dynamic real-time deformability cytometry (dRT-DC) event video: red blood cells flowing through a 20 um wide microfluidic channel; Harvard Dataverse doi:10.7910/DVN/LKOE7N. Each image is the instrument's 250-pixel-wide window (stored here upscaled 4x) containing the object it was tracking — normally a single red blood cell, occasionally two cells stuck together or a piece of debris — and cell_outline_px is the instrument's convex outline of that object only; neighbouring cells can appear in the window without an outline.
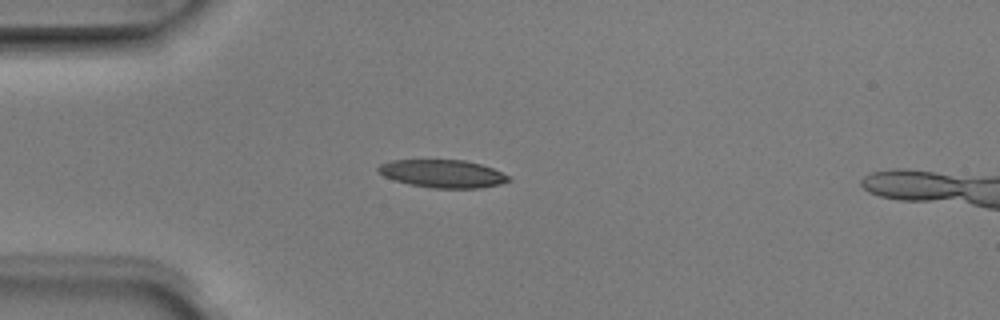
{"species": "Egyptian fruit bat (a non-hibernating species)", "species_latin": "Rousettus aegyptiacus", "temperature_condition": "room temperature", "stored_images_in_passage": 4, "camera_frame_rate_fps": 3000, "um_per_image_px": 0.085, "animal": {"sex": "male"}, "frame": {"image": 1, "passage_image": 3, "time_ms": 0.667, "image_size_px": [1000, 320], "cell_outline_px": [[512, 180], [500, 184], [480, 188], [432, 188], [408, 184], [384, 176], [376, 168], [380, 164], [392, 160], [464, 160], [480, 164], [492, 168], [512, 176]], "centroid_in_image_um": [37.67, 14.76], "position_along_channel_um": 47.3, "area_um2": 21.21}}